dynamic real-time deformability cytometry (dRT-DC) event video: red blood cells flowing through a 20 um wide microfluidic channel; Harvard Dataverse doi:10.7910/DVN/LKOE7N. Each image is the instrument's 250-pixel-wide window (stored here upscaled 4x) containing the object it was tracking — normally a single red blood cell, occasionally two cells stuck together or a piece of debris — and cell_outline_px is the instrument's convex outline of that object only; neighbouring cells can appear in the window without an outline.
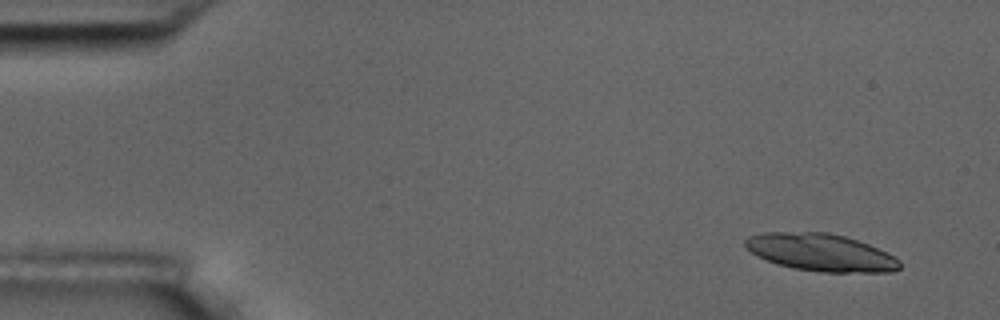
{"species": "common noctule bat (a hibernating species)", "species_latin": "Nyctalus noctula", "temperature_condition": "room temperature", "stored_images_in_passage": 5, "camera_frame_rate_fps": 3000, "um_per_image_px": 0.085, "animal": {"sex": "male", "body_mass_g": 17.5, "forearm_length_mm": 52.3}, "frame": {"image": 1, "passage_image": 1, "time_ms": 0.0, "image_size_px": [1000, 320], "cell_outline_px": [[900, 268], [892, 272], [820, 272], [792, 268], [776, 264], [752, 252], [744, 244], [744, 240], [748, 236], [760, 232], [828, 232], [844, 236], [868, 244], [900, 260]], "centroid_in_image_um": [69.74, 21.45], "position_along_channel_um": 15.3, "area_um2": 33.47}}